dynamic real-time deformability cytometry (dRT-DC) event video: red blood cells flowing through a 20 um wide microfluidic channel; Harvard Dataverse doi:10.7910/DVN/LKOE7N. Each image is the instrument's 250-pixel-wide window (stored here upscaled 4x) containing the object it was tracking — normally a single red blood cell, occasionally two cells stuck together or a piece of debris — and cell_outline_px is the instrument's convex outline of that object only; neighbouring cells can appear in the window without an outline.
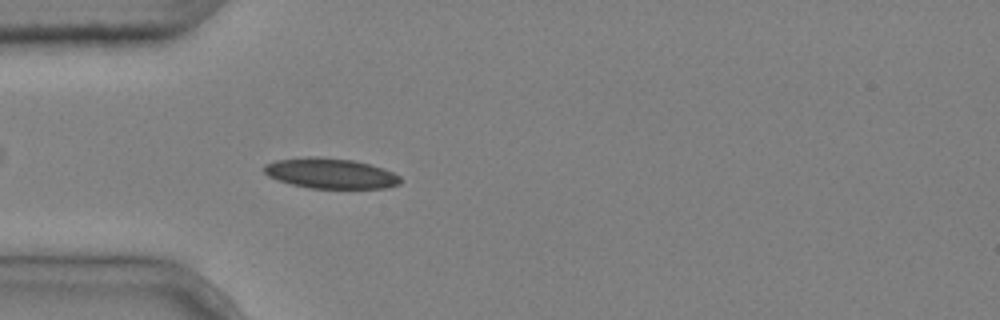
{"species": "common noctule bat (a hibernating species)", "species_latin": "Nyctalus noctula", "temperature_condition": "cold", "stored_images_in_passage": 5, "camera_frame_rate_fps": 3000, "um_per_image_px": 0.085, "animal": {"sex": "male", "body_mass_g": 20.4}, "frame": {"image": 1, "passage_image": 5, "time_ms": 1.333, "image_size_px": [1000, 320], "cell_outline_px": [[400, 184], [384, 188], [308, 188], [292, 184], [268, 176], [264, 172], [264, 164], [276, 160], [308, 156], [320, 156], [352, 160], [384, 168], [400, 176]], "centroid_in_image_um": [28.08, 14.73], "position_along_channel_um": 56.9, "area_um2": 24.04}}